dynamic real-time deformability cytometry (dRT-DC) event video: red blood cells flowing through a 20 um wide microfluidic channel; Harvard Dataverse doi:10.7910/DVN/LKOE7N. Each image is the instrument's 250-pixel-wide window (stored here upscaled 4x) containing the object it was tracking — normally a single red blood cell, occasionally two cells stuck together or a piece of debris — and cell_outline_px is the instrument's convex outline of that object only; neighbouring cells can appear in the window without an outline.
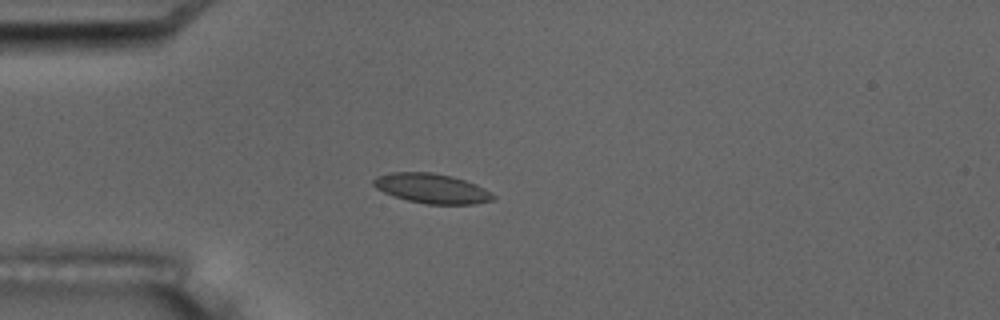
{"species": "common noctule bat (a hibernating species)", "species_latin": "Nyctalus noctula", "temperature_condition": "room temperature", "stored_images_in_passage": 10, "camera_frame_rate_fps": 3000, "um_per_image_px": 0.085, "animal": {"sex": "male", "body_mass_g": 17.5, "forearm_length_mm": 52.3}, "frame": {"image": 1, "passage_image": 1, "time_ms": 0.0, "image_size_px": [1000, 320], "cell_outline_px": [[496, 200], [476, 204], [424, 204], [408, 200], [384, 192], [376, 188], [372, 184], [372, 180], [376, 176], [392, 172], [432, 172], [452, 176], [476, 184], [484, 188], [496, 196]], "centroid_in_image_um": [36.72, 16.02], "position_along_channel_um": 48.3, "area_um2": 20.81}}
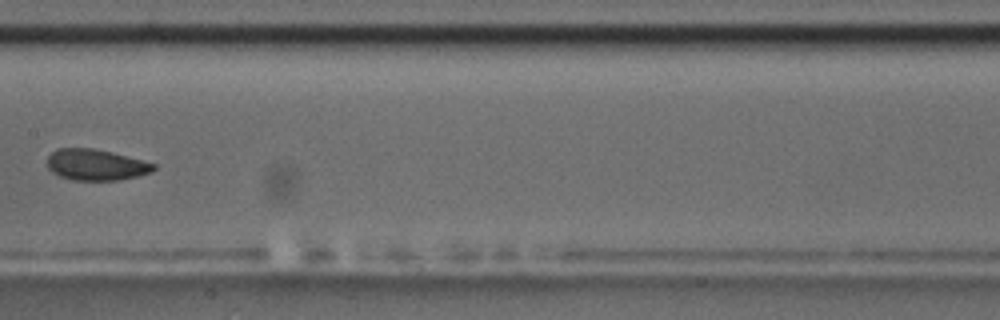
{"frame": {"image": 2, "passage_image": 5, "time_ms": 4.667, "image_size_px": [1000, 320], "cell_outline_px": [[156, 168], [152, 172], [140, 176], [120, 180], [72, 180], [60, 176], [52, 172], [48, 168], [48, 156], [56, 148], [92, 148], [112, 152], [156, 164]], "centroid_in_image_um": [8.17, 14.01], "position_along_channel_um": 199.2, "area_um2": 19.36}, "authors_computed_cell_mechanics": {"area_um2": 19.6809, "velocity_mm_per_s": 3.54, "shape_relaxation_time_tau1_ms": 2.7455, "shape_relaxation_time_tau2_ms": null, "deformation_change_tau1": 0.0516, "deformation_change_tau2": null}}